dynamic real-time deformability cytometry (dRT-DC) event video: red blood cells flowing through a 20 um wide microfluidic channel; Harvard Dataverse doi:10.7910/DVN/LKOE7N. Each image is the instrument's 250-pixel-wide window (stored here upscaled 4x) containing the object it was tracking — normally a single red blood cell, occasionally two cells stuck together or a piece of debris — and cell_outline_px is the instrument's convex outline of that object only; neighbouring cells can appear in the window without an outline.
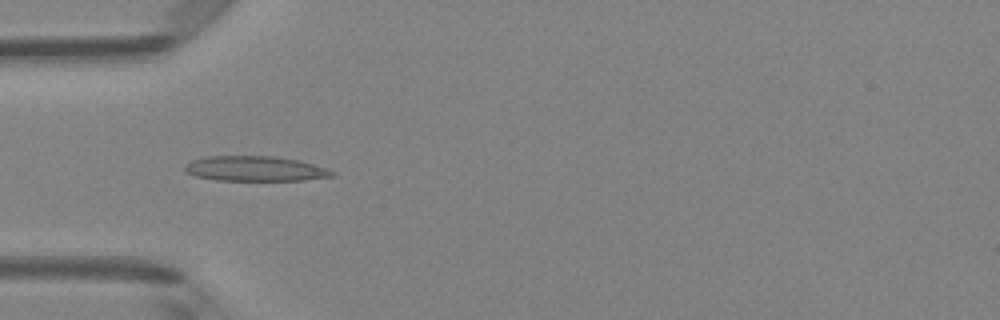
{"species": "Egyptian fruit bat (a non-hibernating species)", "species_latin": "Rousettus aegyptiacus", "temperature_condition": "room temperature", "stored_images_in_passage": 5, "camera_frame_rate_fps": 3000, "um_per_image_px": 0.085, "animal": {"sex": "female"}, "frame": {"image": 1, "passage_image": 5, "time_ms": 1.333, "image_size_px": [1000, 320], "cell_outline_px": [[336, 176], [304, 180], [216, 180], [196, 176], [188, 172], [184, 168], [184, 164], [192, 160], [208, 156], [272, 156], [296, 160], [312, 164], [336, 172]], "centroid_in_image_um": [21.68, 14.34], "position_along_channel_um": 63.3, "area_um2": 21.27}}